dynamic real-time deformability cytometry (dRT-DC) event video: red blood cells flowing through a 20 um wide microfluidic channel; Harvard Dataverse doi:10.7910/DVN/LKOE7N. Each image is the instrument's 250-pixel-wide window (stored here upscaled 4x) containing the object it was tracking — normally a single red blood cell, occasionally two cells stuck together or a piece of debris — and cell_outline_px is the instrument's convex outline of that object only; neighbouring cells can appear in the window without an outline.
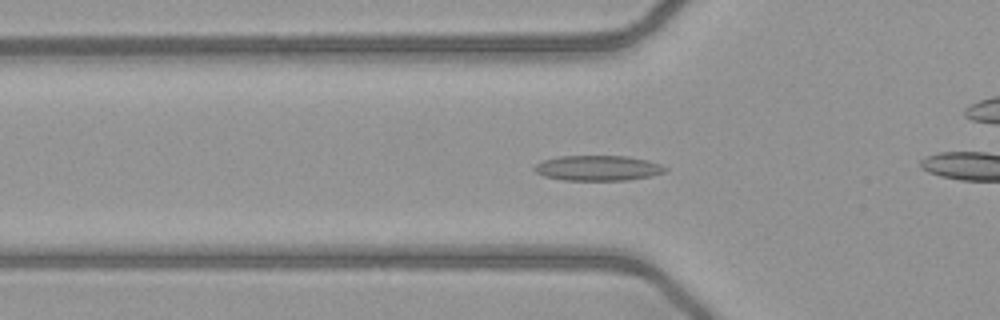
{"species": "common noctule bat (a hibernating species)", "species_latin": "Nyctalus noctula", "temperature_condition": "warm", "stored_images_in_passage": 45, "camera_frame_rate_fps": 3000, "um_per_image_px": 0.085, "animal": {"sex": "female", "body_mass_g": 21.9}, "frame": {"image": 1, "passage_image": 11, "time_ms": 3.333, "image_size_px": [1000, 320], "cell_outline_px": [[668, 172], [652, 176], [628, 180], [564, 180], [544, 176], [536, 172], [532, 168], [536, 164], [544, 160], [560, 156], [628, 156], [648, 160], [660, 164], [668, 168]], "centroid_in_image_um": [50.87, 14.29], "position_along_channel_um": 74.9, "area_um2": 19.36}}
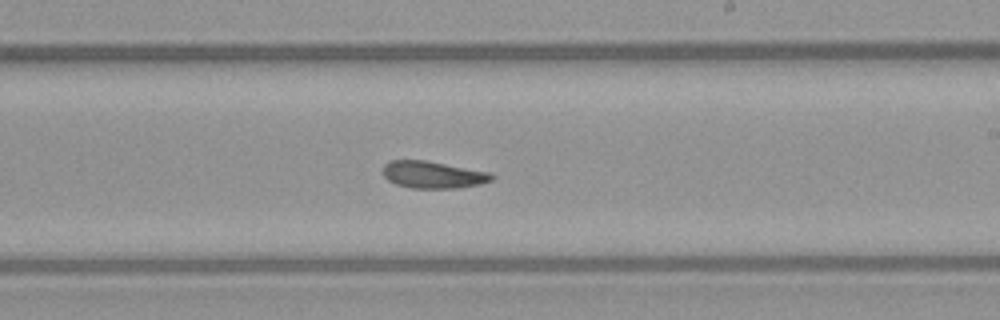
{"frame": {"image": 2, "passage_image": 24, "time_ms": 7.667, "image_size_px": [1000, 320], "cell_outline_px": [[496, 176], [492, 180], [480, 184], [456, 188], [412, 188], [396, 184], [388, 180], [384, 176], [384, 164], [388, 160], [424, 160], [488, 172]], "centroid_in_image_um": [36.79, 14.85], "position_along_channel_um": 252.2, "area_um2": 16.99}}
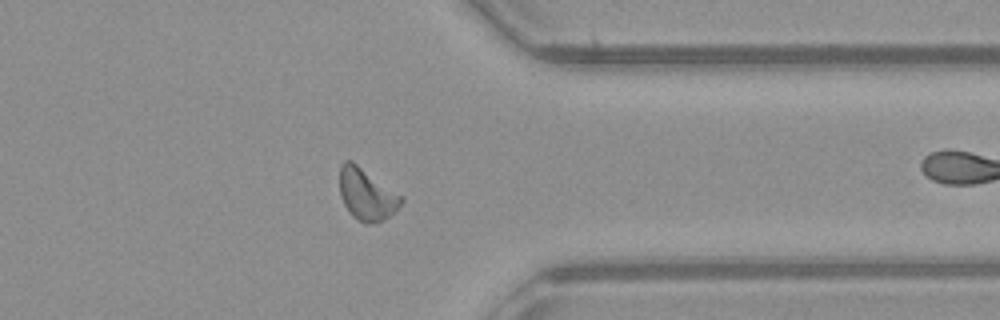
{"frame": {"image": 3, "passage_image": 34, "time_ms": 11.0, "image_size_px": [1000, 320], "cell_outline_px": [[404, 200], [384, 220], [372, 224], [364, 224], [352, 216], [348, 212], [340, 196], [340, 164], [344, 160], [352, 160], [404, 196]], "centroid_in_image_um": [31.15, 16.5], "position_along_channel_um": 380.2, "area_um2": 18.79}}